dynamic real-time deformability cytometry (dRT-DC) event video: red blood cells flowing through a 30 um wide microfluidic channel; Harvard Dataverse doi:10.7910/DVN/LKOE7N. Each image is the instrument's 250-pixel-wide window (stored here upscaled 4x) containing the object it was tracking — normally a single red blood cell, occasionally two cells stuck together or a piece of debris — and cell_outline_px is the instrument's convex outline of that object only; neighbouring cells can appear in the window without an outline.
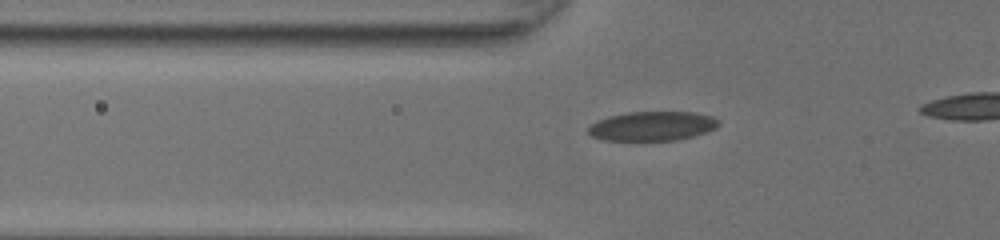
{"species": "common noctule bat (a hibernating species)", "species_latin": "Nyctalus noctula", "temperature_condition": "room temperature", "stored_images_in_passage": 31, "camera_frame_rate_fps": 3000, "um_per_image_px": 0.085, "animal": {"sex": "female", "body_mass_g": 20.0, "forearm_length_mm": 54.0}, "frame": {"image": 1, "passage_image": 5, "time_ms": 1.333, "image_size_px": [1000, 240], "cell_outline_px": [[720, 124], [716, 128], [692, 136], [676, 140], [604, 140], [592, 136], [588, 132], [588, 128], [592, 124], [600, 120], [612, 116], [628, 112], [692, 112], [712, 116], [720, 120]], "centroid_in_image_um": [55.48, 10.71], "position_along_channel_um": 70.3, "area_um2": 21.96}}
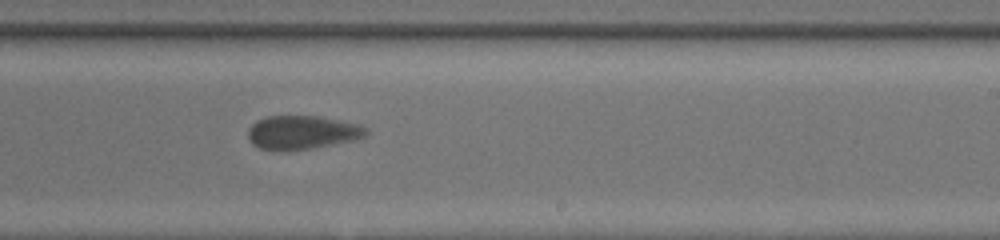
{"frame": {"image": 2, "passage_image": 19, "time_ms": 6.0, "image_size_px": [1000, 240], "cell_outline_px": [[368, 132], [364, 136], [352, 140], [312, 148], [260, 148], [252, 144], [248, 136], [248, 128], [256, 120], [268, 116], [320, 116], [368, 128]], "centroid_in_image_um": [25.65, 11.22], "position_along_channel_um": 263.4, "area_um2": 22.25}}
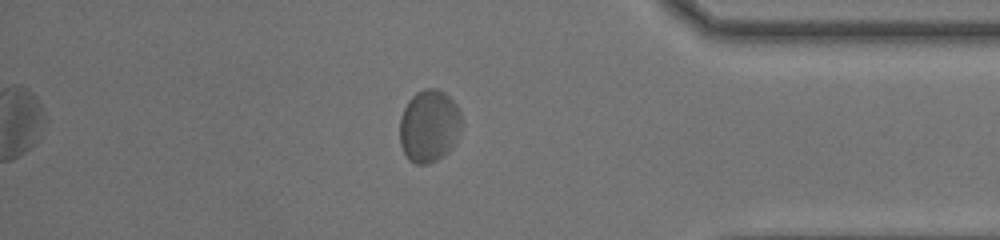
{"frame": {"image": 3, "passage_image": 30, "time_ms": 9.667, "image_size_px": [1000, 240], "cell_outline_px": [[460, 128], [448, 152], [436, 160], [428, 164], [416, 164], [408, 160], [400, 144], [400, 120], [404, 108], [408, 100], [416, 92], [424, 88], [436, 88], [444, 92], [456, 104], [460, 112]], "centroid_in_image_um": [36.44, 10.69], "position_along_channel_um": 398.8, "area_um2": 25.89}}